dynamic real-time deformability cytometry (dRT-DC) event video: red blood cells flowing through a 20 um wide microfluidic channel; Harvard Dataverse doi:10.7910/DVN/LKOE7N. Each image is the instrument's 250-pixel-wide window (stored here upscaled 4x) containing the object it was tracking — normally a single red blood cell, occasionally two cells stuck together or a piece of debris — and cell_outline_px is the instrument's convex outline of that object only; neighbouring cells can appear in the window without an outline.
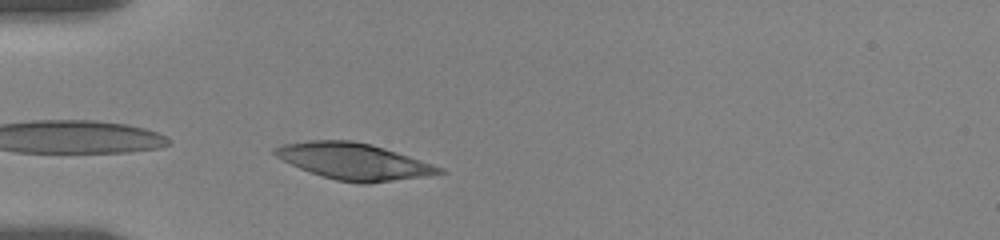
{"species": "human", "species_latin": "Homo sapiens", "temperature_condition": "room temperature", "stored_images_in_passage": 19, "camera_frame_rate_fps": 3000, "um_per_image_px": 0.085, "donor": {"sex": "female"}, "frame": {"image": 1, "passage_image": 3, "time_ms": 1.0, "image_size_px": [1000, 240], "cell_outline_px": [[444, 172], [428, 176], [368, 184], [360, 184], [336, 180], [300, 168], [276, 156], [272, 152], [272, 148], [280, 144], [308, 140], [352, 140], [372, 144], [444, 168]], "centroid_in_image_um": [30.06, 13.71], "position_along_channel_um": 54.9, "area_um2": 34.8}}
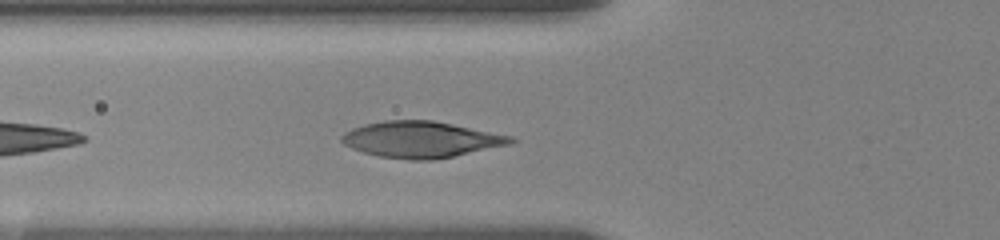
{"frame": {"image": 2, "passage_image": 7, "time_ms": 2.333, "image_size_px": [1000, 240], "cell_outline_px": [[516, 140], [512, 144], [432, 160], [412, 160], [380, 156], [364, 152], [352, 148], [344, 144], [340, 140], [340, 136], [344, 132], [352, 128], [364, 124], [384, 120], [432, 120], [516, 136]], "centroid_in_image_um": [35.81, 11.84], "position_along_channel_um": 90.0, "area_um2": 35.72}}
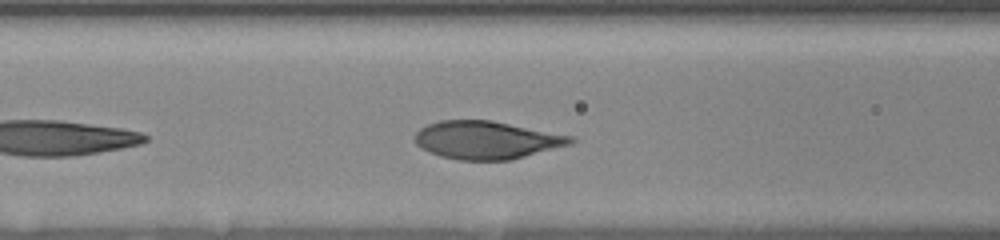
{"frame": {"image": 3, "passage_image": 9, "time_ms": 3.333, "image_size_px": [1000, 240], "cell_outline_px": [[576, 140], [572, 144], [512, 160], [460, 160], [440, 156], [428, 152], [420, 148], [416, 144], [416, 132], [420, 128], [428, 124], [440, 120], [492, 120], [572, 136]], "centroid_in_image_um": [41.36, 11.91], "position_along_channel_um": 125.2, "area_um2": 34.51}}